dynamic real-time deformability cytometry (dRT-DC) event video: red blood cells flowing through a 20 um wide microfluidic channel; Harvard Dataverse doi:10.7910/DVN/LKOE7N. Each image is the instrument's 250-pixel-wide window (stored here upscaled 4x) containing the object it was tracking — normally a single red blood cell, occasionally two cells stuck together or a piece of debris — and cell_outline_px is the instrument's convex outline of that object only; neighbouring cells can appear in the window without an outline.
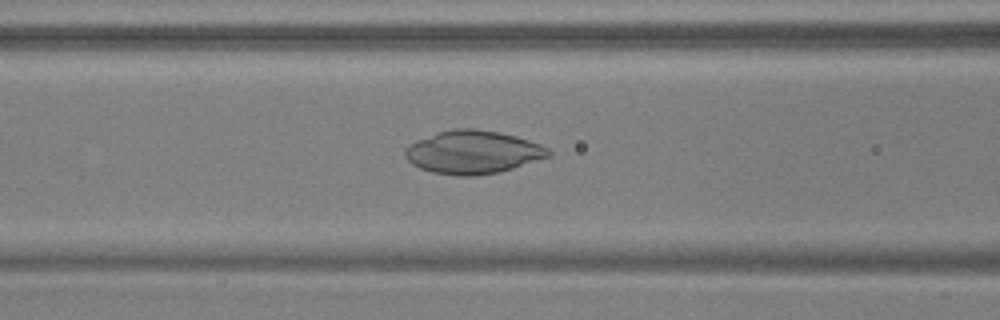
{"species": "common noctule bat (a hibernating species)", "species_latin": "Nyctalus noctula", "temperature_condition": "warm", "stored_images_in_passage": 45, "camera_frame_rate_fps": 3000, "um_per_image_px": 0.085, "animal": {"sex": "male", "body_mass_g": 17.9, "forearm_length_mm": 54.2}, "frame": {"image": 1, "passage_image": 19, "time_ms": 6.0, "image_size_px": [1000, 320], "cell_outline_px": [[552, 156], [500, 172], [472, 176], [456, 176], [432, 172], [420, 168], [412, 164], [404, 156], [404, 148], [416, 140], [452, 128], [472, 128], [500, 132], [516, 136], [540, 144], [548, 148], [552, 152]], "centroid_in_image_um": [40.21, 12.94], "position_along_channel_um": 126.4, "area_um2": 36.24}}
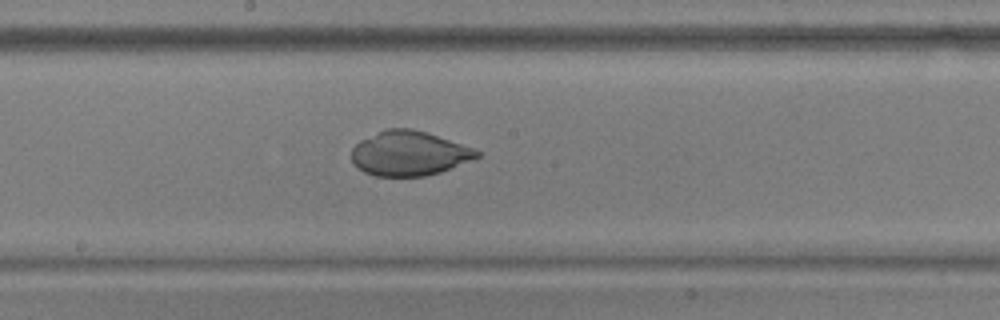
{"frame": {"image": 2, "passage_image": 26, "time_ms": 8.333, "image_size_px": [1000, 320], "cell_outline_px": [[480, 156], [440, 172], [424, 176], [376, 176], [364, 172], [356, 168], [352, 164], [352, 148], [360, 140], [388, 128], [412, 128], [428, 132], [472, 148], [480, 152]], "centroid_in_image_um": [34.73, 13.04], "position_along_channel_um": 213.5, "area_um2": 32.43}}
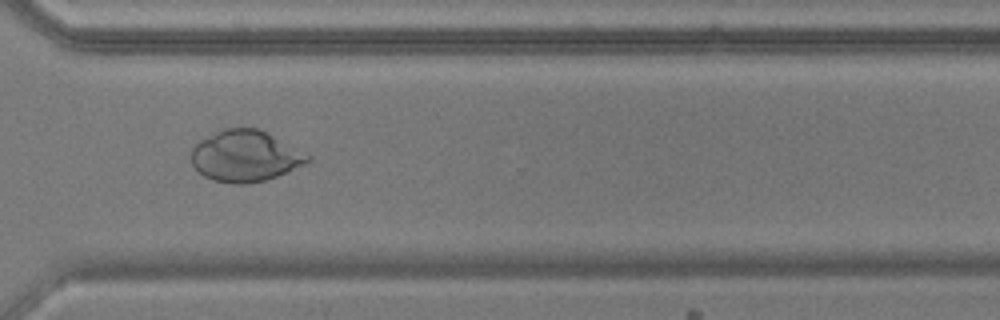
{"frame": {"image": 3, "passage_image": 37, "time_ms": 12.0, "image_size_px": [1000, 320], "cell_outline_px": [[312, 160], [288, 172], [264, 180], [244, 184], [232, 184], [212, 180], [204, 176], [192, 164], [188, 156], [192, 148], [200, 140], [224, 128], [256, 128], [312, 156]], "centroid_in_image_um": [20.8, 13.28], "position_along_channel_um": 349.8, "area_um2": 34.51}}